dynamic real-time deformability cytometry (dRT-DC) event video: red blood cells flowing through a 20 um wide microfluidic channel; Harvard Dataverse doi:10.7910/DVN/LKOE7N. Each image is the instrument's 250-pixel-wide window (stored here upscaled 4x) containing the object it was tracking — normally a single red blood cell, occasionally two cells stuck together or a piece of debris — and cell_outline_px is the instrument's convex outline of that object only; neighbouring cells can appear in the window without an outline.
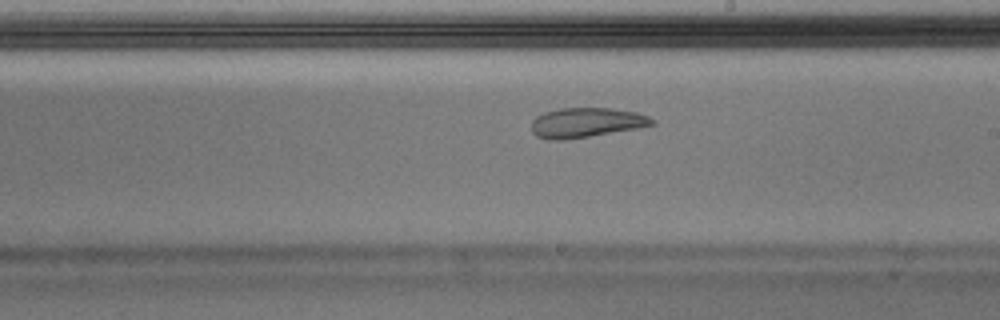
{"species": "Egyptian fruit bat (a non-hibernating species)", "species_latin": "Rousettus aegyptiacus", "temperature_condition": "warm", "stored_images_in_passage": 47, "camera_frame_rate_fps": 3000, "um_per_image_px": 0.085, "animal": {"sex": "male"}, "frame": {"image": 1, "passage_image": 26, "time_ms": 8.333, "image_size_px": [1000, 320], "cell_outline_px": [[656, 124], [640, 128], [564, 140], [548, 140], [536, 136], [532, 132], [532, 120], [536, 116], [544, 112], [560, 108], [612, 108], [636, 112], [648, 116], [656, 120]], "centroid_in_image_um": [49.84, 10.42], "position_along_channel_um": 239.2, "area_um2": 21.1}}
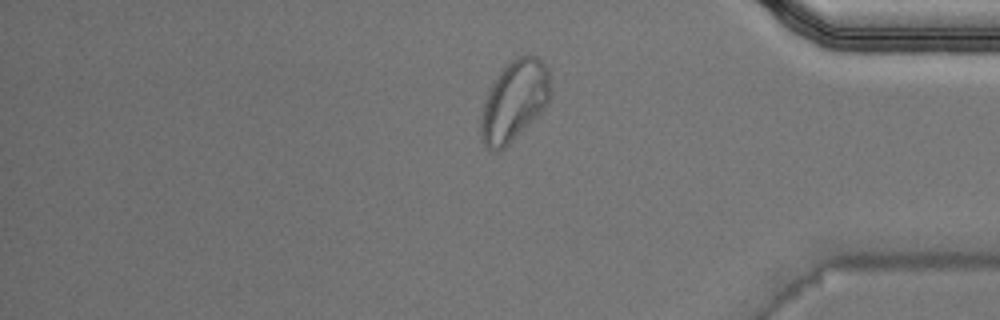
{"frame": {"image": 2, "passage_image": 39, "time_ms": 12.667, "image_size_px": [1000, 320], "cell_outline_px": [[552, 92], [544, 108], [500, 152], [496, 152], [488, 148], [484, 144], [480, 132], [480, 116], [492, 80], [516, 56], [540, 56], [548, 68], [552, 84]], "centroid_in_image_um": [43.72, 8.54], "position_along_channel_um": 391.5, "area_um2": 32.6}}
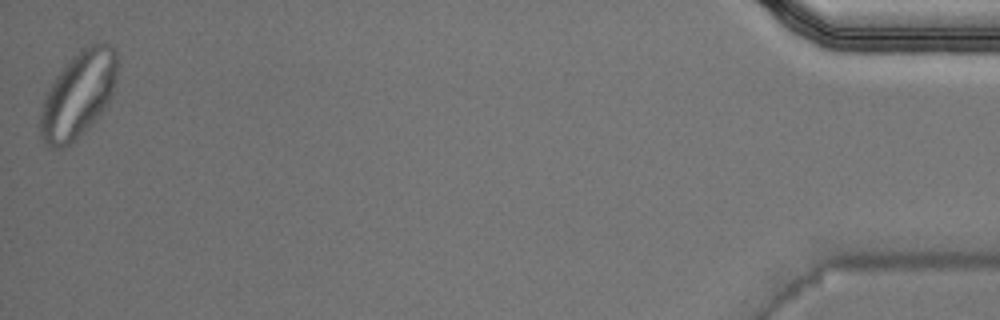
{"frame": {"image": 3, "passage_image": 47, "time_ms": 15.333, "image_size_px": [1000, 320], "cell_outline_px": [[116, 76], [112, 96], [104, 108], [72, 144], [64, 148], [56, 148], [44, 144], [40, 136], [40, 116], [44, 100], [56, 76], [72, 56], [88, 44], [108, 44], [116, 52]], "centroid_in_image_um": [6.64, 8.07], "position_along_channel_um": 428.6, "area_um2": 37.92}, "authors_computed_cell_mechanics": {"area_um2": 23.12, "velocity_mm_per_s": 4.0101, "shape_relaxation_time_tau1_ms": null, "shape_relaxation_time_tau2_ms": 1.5904, "deformation_change_tau1": null, "deformation_change_tau2": 0.0745}}